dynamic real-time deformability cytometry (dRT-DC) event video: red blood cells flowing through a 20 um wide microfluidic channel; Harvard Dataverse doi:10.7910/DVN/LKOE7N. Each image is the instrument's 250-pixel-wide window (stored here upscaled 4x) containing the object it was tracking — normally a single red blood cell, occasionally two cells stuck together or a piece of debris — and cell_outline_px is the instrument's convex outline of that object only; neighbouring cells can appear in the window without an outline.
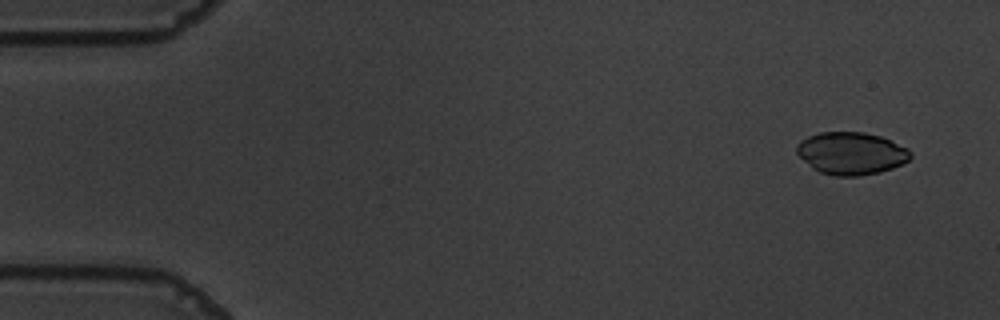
{"species": "common noctule bat (a hibernating species)", "species_latin": "Nyctalus noctula", "temperature_condition": "warm", "stored_images_in_passage": 55, "camera_frame_rate_fps": 3000, "um_per_image_px": 0.085, "animal": {"sex": "male", "body_mass_g": 19.5, "forearm_length_mm": 54.6}, "frame": {"image": 1, "passage_image": 4, "time_ms": 1.0, "image_size_px": [1000, 320], "cell_outline_px": [[912, 156], [908, 160], [892, 168], [880, 172], [860, 176], [832, 176], [820, 172], [812, 168], [796, 152], [796, 144], [800, 140], [808, 136], [820, 132], [864, 132], [880, 136], [908, 148], [912, 152]], "centroid_in_image_um": [72.34, 13.03], "position_along_channel_um": 12.7, "area_um2": 28.21}}
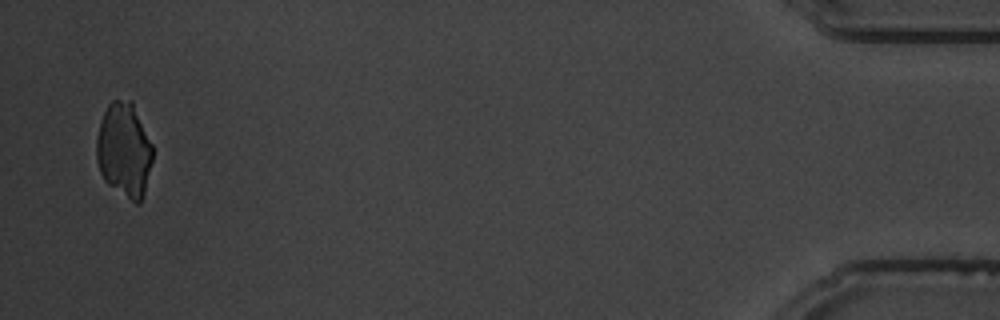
{"frame": {"image": 2, "passage_image": 54, "time_ms": 17.667, "image_size_px": [1000, 320], "cell_outline_px": [[152, 160], [144, 192], [140, 204], [136, 204], [108, 184], [104, 180], [100, 172], [96, 156], [96, 136], [100, 120], [108, 104], [112, 100], [132, 100], [152, 144]], "centroid_in_image_um": [10.54, 12.73], "position_along_channel_um": 424.7, "area_um2": 30.92}}